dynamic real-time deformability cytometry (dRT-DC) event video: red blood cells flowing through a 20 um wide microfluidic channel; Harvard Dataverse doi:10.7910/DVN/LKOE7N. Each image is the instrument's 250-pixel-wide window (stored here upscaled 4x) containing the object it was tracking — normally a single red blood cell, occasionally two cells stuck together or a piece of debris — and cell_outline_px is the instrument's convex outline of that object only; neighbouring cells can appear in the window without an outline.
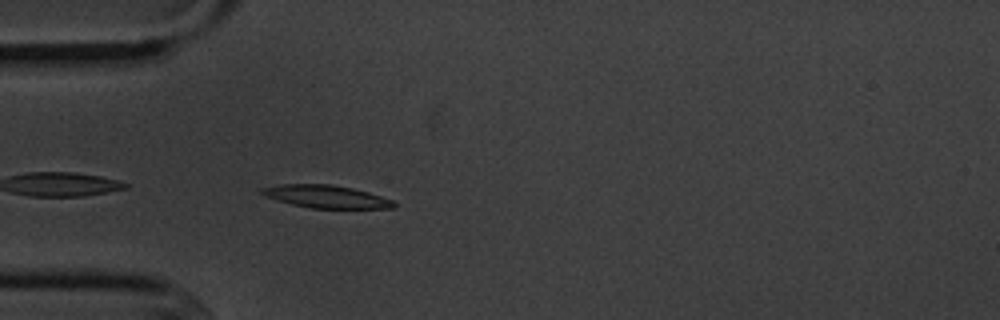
{"species": "common noctule bat (a hibernating species)", "species_latin": "Nyctalus noctula", "temperature_condition": "cold", "stored_images_in_passage": 4, "camera_frame_rate_fps": 3000, "um_per_image_px": 0.085, "animal": {"sex": "male", "body_mass_g": 20.1, "forearm_length_mm": 53.5}, "frame": {"image": 1, "passage_image": 4, "time_ms": 3.667, "image_size_px": [1000, 320], "cell_outline_px": [[396, 208], [312, 208], [292, 204], [264, 196], [260, 192], [260, 188], [280, 184], [332, 184], [352, 188], [368, 192], [392, 200], [396, 204]], "centroid_in_image_um": [27.71, 16.7], "position_along_channel_um": 57.3, "area_um2": 17.4}}